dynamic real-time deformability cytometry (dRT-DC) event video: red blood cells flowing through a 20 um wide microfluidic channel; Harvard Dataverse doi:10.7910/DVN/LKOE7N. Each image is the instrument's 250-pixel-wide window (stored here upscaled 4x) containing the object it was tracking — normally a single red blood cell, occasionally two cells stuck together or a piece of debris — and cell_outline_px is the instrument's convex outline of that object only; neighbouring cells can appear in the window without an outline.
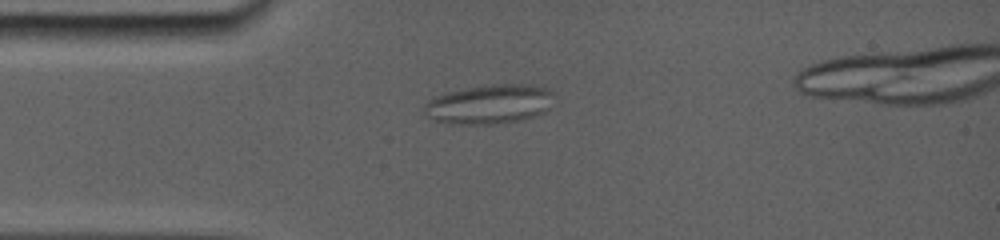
{"species": "common noctule bat (a hibernating species)", "species_latin": "Nyctalus noctula", "temperature_condition": "room temperature", "stored_images_in_passage": 25, "camera_frame_rate_fps": 5000, "um_per_image_px": 0.085, "animal": {"sex": "female", "body_mass_g": 19.0, "forearm_length_mm": 56.7}, "frame": {"image": 1, "passage_image": 3, "time_ms": 1.0, "image_size_px": [1000, 240], "cell_outline_px": [[556, 96], [548, 108], [532, 116], [516, 120], [492, 124], [436, 120], [428, 116], [424, 112], [424, 104], [432, 96], [444, 92], [468, 88], [496, 84], [536, 84], [552, 88]], "centroid_in_image_um": [41.66, 8.79], "position_along_channel_um": 43.3, "area_um2": 29.3}}
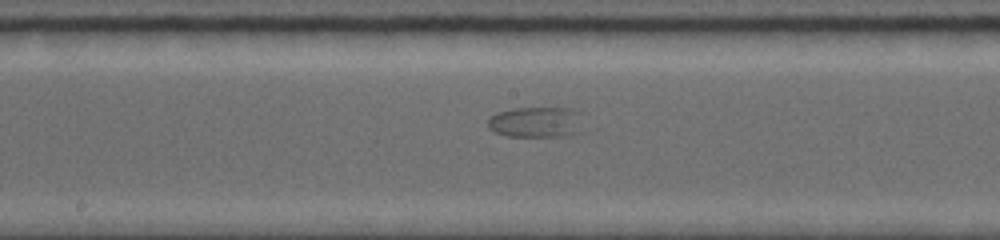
{"frame": {"image": 2, "passage_image": 11, "time_ms": 5.8, "image_size_px": [1000, 240], "cell_outline_px": [[580, 112], [556, 136], [508, 136], [496, 132], [488, 128], [488, 120], [492, 116], [500, 112], [516, 108], [572, 108]], "centroid_in_image_um": [45.22, 10.33], "position_along_channel_um": 203.0, "area_um2": 15.03}}
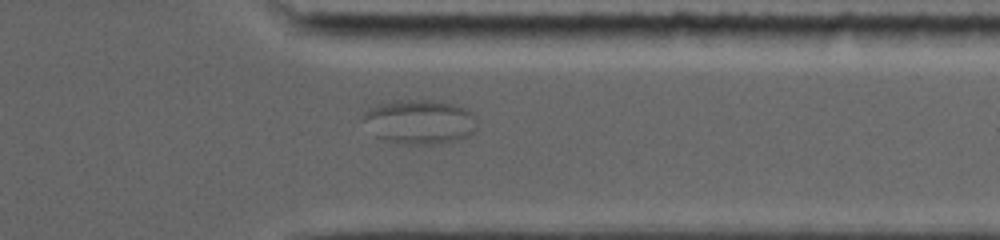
{"frame": {"image": 3, "passage_image": 19, "time_ms": 10.6, "image_size_px": [1000, 240], "cell_outline_px": [[476, 128], [468, 136], [460, 140], [432, 144], [408, 144], [388, 140], [376, 136], [360, 120], [364, 112], [368, 108], [376, 104], [400, 100], [428, 100], [452, 104], [468, 108], [476, 116]], "centroid_in_image_um": [35.66, 10.34], "position_along_channel_um": 375.7, "area_um2": 29.59}}